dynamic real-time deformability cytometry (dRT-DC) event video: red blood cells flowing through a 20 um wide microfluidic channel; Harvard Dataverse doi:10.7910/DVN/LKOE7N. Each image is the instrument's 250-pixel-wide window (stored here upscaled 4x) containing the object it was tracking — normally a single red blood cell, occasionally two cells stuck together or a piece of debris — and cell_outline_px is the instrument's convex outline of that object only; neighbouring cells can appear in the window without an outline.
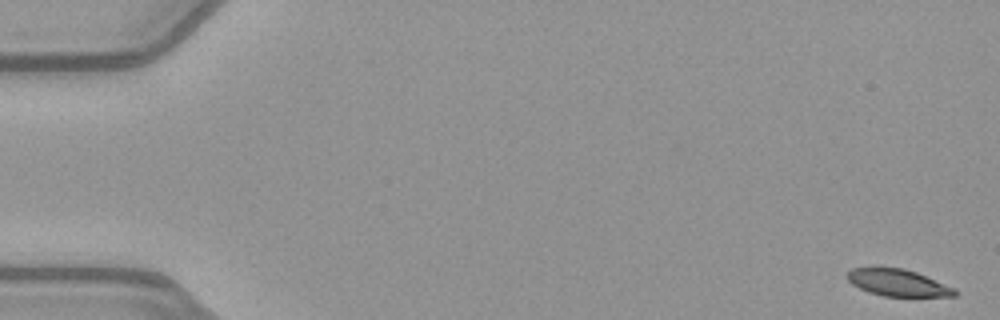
{"species": "common noctule bat (a hibernating species)", "species_latin": "Nyctalus noctula", "temperature_condition": "warm", "stored_images_in_passage": 52, "camera_frame_rate_fps": 3000, "um_per_image_px": 0.085, "animal": {"sex": "female", "body_mass_g": 21.9}, "frame": {"image": 1, "passage_image": 1, "time_ms": 0.0, "image_size_px": [1000, 320], "cell_outline_px": [[956, 296], [884, 296], [868, 292], [852, 284], [848, 280], [848, 272], [852, 268], [904, 268], [916, 272], [956, 288]], "centroid_in_image_um": [76.34, 24.04], "position_along_channel_um": 8.7, "area_um2": 16.59}}
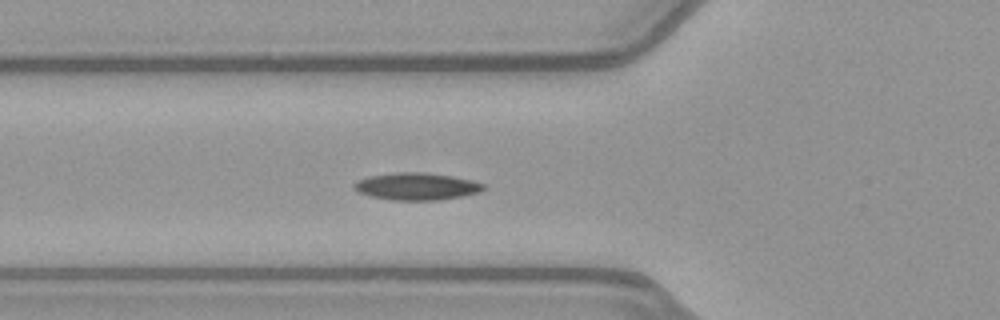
{"frame": {"image": 2, "passage_image": 19, "time_ms": 6.0, "image_size_px": [1000, 320], "cell_outline_px": [[488, 188], [480, 192], [464, 196], [436, 200], [392, 200], [372, 196], [360, 192], [352, 188], [352, 184], [368, 176], [400, 172], [424, 172], [452, 176], [472, 180], [484, 184]], "centroid_in_image_um": [35.46, 15.84], "position_along_channel_um": 90.3, "area_um2": 20.52}}
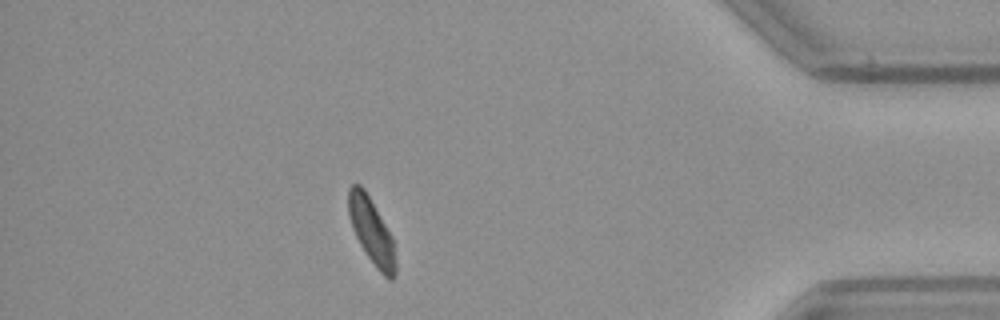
{"frame": {"image": 3, "passage_image": 46, "time_ms": 15.0, "image_size_px": [1000, 320], "cell_outline_px": [[396, 272], [392, 280], [388, 280], [376, 268], [364, 252], [352, 228], [348, 216], [348, 188], [352, 184], [360, 184], [364, 188], [392, 236], [396, 260]], "centroid_in_image_um": [31.57, 19.66], "position_along_channel_um": 403.6, "area_um2": 18.15}}